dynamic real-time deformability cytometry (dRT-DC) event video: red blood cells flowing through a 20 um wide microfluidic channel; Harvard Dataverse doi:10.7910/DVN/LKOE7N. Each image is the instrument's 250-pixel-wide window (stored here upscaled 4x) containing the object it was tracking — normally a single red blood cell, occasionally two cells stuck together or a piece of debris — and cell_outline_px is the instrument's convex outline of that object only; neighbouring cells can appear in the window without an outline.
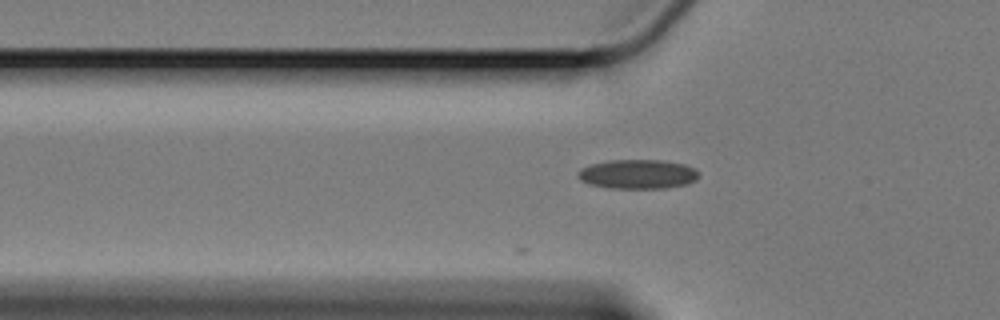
{"species": "Egyptian fruit bat (a non-hibernating species)", "species_latin": "Rousettus aegyptiacus", "temperature_condition": "cold", "stored_images_in_passage": 2, "camera_frame_rate_fps": 3000, "um_per_image_px": 0.085, "animal": {"sex": "female"}, "frame": {"image": 1, "passage_image": 2, "time_ms": 0.333, "image_size_px": [1000, 320], "cell_outline_px": [[700, 176], [696, 180], [684, 184], [664, 188], [608, 188], [588, 184], [580, 180], [576, 176], [576, 172], [580, 168], [592, 164], [608, 160], [660, 160], [684, 164], [692, 168]], "centroid_in_image_um": [54.13, 14.8], "position_along_channel_um": 71.7, "area_um2": 20.63}}